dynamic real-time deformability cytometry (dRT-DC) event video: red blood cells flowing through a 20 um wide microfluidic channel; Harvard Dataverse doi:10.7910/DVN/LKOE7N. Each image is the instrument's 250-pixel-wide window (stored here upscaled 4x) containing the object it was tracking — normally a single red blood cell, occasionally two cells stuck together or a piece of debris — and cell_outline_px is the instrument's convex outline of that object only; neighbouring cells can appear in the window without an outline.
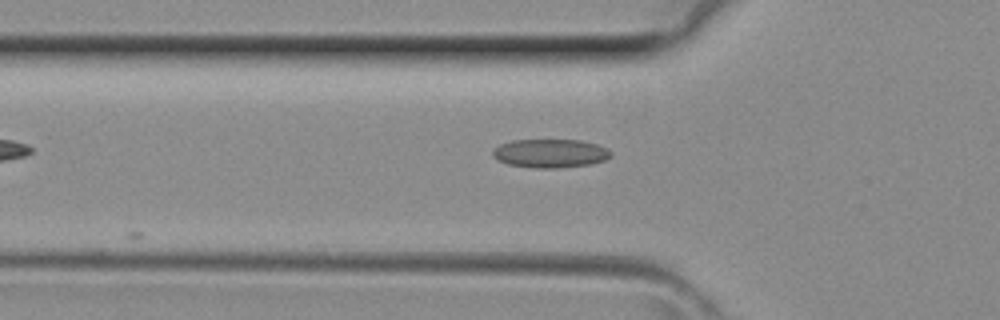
{"species": "common noctule bat (a hibernating species)", "species_latin": "Nyctalus noctula", "temperature_condition": "room temperature", "stored_images_in_passage": 2, "camera_frame_rate_fps": 3000, "um_per_image_px": 0.085, "animal": {"sex": "female", "body_mass_g": 29.2, "forearm_length_mm": 56.3}, "frame": {"image": 1, "passage_image": 2, "time_ms": 0.333, "image_size_px": [1000, 320], "cell_outline_px": [[612, 156], [604, 160], [592, 164], [556, 168], [536, 168], [508, 164], [496, 160], [492, 156], [492, 148], [500, 144], [512, 140], [580, 140], [596, 144], [608, 148], [612, 152]], "centroid_in_image_um": [46.76, 13.03], "position_along_channel_um": 79.0, "area_um2": 19.88}}